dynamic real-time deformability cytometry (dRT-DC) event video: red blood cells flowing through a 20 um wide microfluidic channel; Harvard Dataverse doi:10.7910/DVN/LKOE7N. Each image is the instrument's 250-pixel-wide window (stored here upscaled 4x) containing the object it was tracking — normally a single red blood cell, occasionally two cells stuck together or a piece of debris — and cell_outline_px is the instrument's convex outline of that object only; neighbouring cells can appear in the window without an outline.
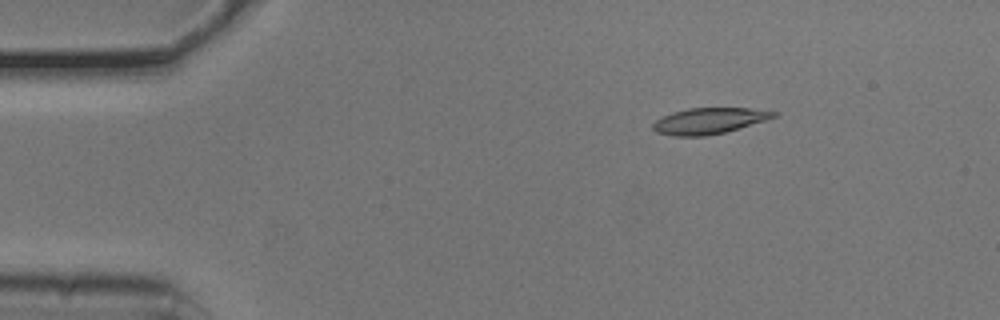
{"species": "common noctule bat (a hibernating species)", "species_latin": "Nyctalus noctula", "temperature_condition": "cold", "stored_images_in_passage": 46, "camera_frame_rate_fps": 3000, "um_per_image_px": 0.085, "animal": {"sex": "male", "body_mass_g": 20.5, "forearm_length_mm": 52.5}, "frame": {"image": 1, "passage_image": 1, "time_ms": 0.0, "image_size_px": [1000, 320], "cell_outline_px": [[780, 112], [776, 116], [768, 120], [724, 132], [704, 136], [672, 136], [656, 132], [652, 128], [652, 124], [656, 120], [672, 112], [688, 108], [748, 108]], "centroid_in_image_um": [60.28, 10.27], "position_along_channel_um": 24.7, "area_um2": 18.32}}
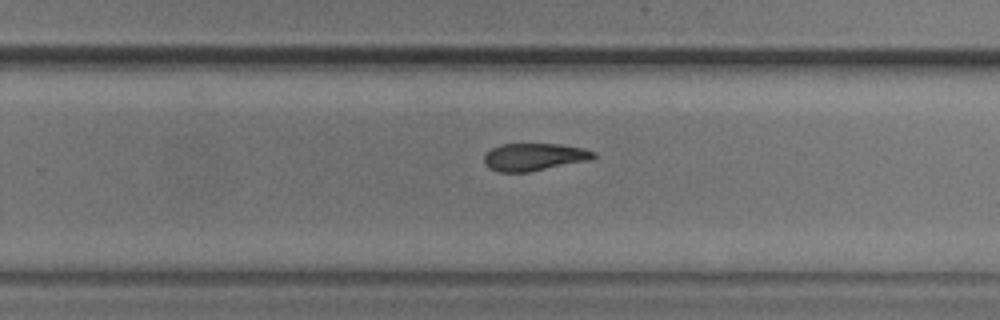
{"frame": {"image": 2, "passage_image": 27, "time_ms": 8.667, "image_size_px": [1000, 320], "cell_outline_px": [[596, 156], [592, 160], [528, 172], [500, 172], [488, 168], [484, 164], [484, 156], [492, 148], [500, 144], [560, 144], [584, 148], [596, 152]], "centroid_in_image_um": [45.43, 13.34], "position_along_channel_um": 284.4, "area_um2": 17.69}}
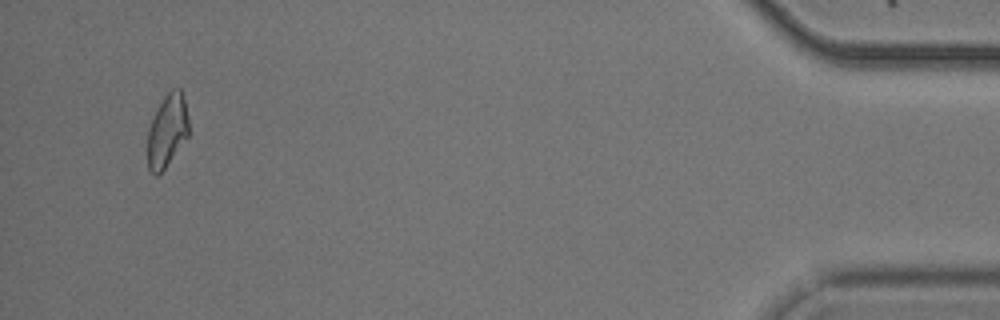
{"frame": {"image": 3, "passage_image": 44, "time_ms": 14.333, "image_size_px": [1000, 320], "cell_outline_px": [[188, 136], [164, 168], [156, 176], [148, 168], [148, 128], [156, 108], [164, 96], [172, 88], [180, 88], [184, 100], [188, 120]], "centroid_in_image_um": [14.19, 11.08], "position_along_channel_um": 421.0, "area_um2": 17.22}, "authors_computed_cell_mechanics": {"area_um2": 18.2359, "velocity_mm_per_s": 3.7764, "shape_relaxation_time_tau1_ms": null, "shape_relaxation_time_tau2_ms": 3.9051, "deformation_change_tau1": null, "deformation_change_tau2": 0.1021}}